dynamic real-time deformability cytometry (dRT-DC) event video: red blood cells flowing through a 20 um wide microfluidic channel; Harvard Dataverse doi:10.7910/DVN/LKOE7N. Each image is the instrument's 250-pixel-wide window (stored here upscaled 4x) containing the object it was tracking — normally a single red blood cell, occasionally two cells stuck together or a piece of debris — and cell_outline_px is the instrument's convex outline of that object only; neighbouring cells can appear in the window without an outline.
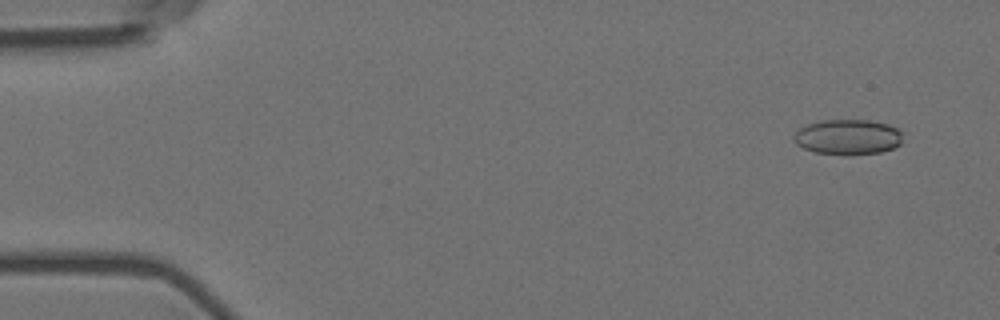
{"species": "Egyptian fruit bat (a non-hibernating species)", "species_latin": "Rousettus aegyptiacus", "temperature_condition": "room temperature", "stored_images_in_passage": 6, "camera_frame_rate_fps": 3000, "um_per_image_px": 0.085, "animal": {"sex": "female"}, "frame": {"image": 1, "passage_image": 2, "time_ms": 0.333, "image_size_px": [1000, 320], "cell_outline_px": [[900, 144], [892, 148], [880, 152], [812, 152], [796, 144], [792, 140], [792, 136], [800, 128], [808, 124], [820, 120], [868, 120], [888, 124], [896, 128], [900, 132]], "centroid_in_image_um": [72.01, 11.6], "position_along_channel_um": 13.0, "area_um2": 21.56}}